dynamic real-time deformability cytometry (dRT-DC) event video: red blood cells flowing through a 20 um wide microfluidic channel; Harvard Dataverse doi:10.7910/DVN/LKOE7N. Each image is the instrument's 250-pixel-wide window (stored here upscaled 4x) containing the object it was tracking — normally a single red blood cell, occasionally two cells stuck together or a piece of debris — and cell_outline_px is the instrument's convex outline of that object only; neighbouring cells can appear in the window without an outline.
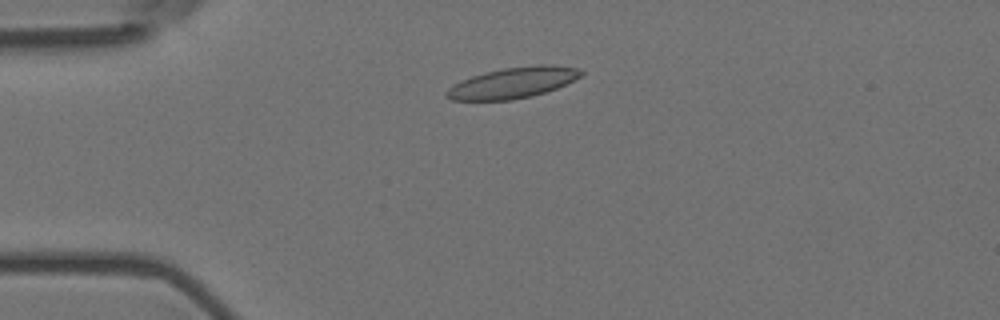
{"species": "Egyptian fruit bat (a non-hibernating species)", "species_latin": "Rousettus aegyptiacus", "temperature_condition": "room temperature", "stored_images_in_passage": 5, "camera_frame_rate_fps": 3000, "um_per_image_px": 0.085, "animal": {"sex": "female"}, "frame": {"image": 1, "passage_image": 4, "time_ms": 1.0, "image_size_px": [1000, 320], "cell_outline_px": [[584, 72], [580, 76], [556, 88], [532, 96], [512, 100], [452, 100], [444, 96], [444, 92], [448, 88], [460, 80], [484, 72], [504, 68], [540, 64], [548, 64], [576, 68]], "centroid_in_image_um": [43.53, 7.04], "position_along_channel_um": 41.5, "area_um2": 24.04}}